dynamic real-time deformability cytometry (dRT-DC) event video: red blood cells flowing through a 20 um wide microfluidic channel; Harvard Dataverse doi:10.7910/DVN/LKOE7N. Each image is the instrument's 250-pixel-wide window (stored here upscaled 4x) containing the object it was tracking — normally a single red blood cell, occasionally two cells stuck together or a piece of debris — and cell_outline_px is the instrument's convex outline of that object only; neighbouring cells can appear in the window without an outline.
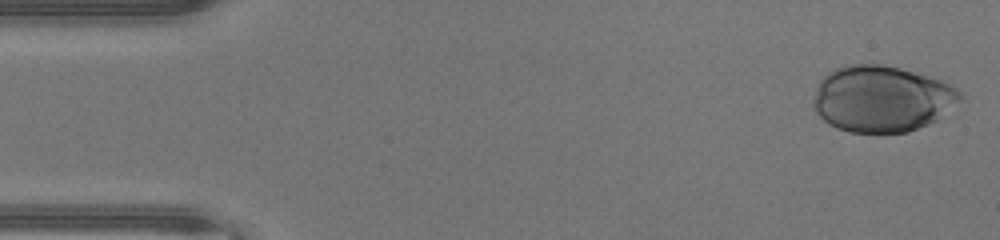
{"species": "human", "species_latin": "Homo sapiens", "temperature_condition": "warm", "stored_images_in_passage": 36, "camera_frame_rate_fps": 3000, "um_per_image_px": 0.085, "donor": {"sex": "male"}, "frame": {"image": 1, "passage_image": 1, "time_ms": 0.0, "image_size_px": [1000, 240], "cell_outline_px": [[964, 96], [960, 100], [936, 120], [908, 132], [848, 132], [836, 128], [828, 124], [816, 112], [812, 104], [812, 100], [820, 80], [828, 72], [836, 68], [848, 64], [880, 64], [900, 68], [940, 80], [956, 88]], "centroid_in_image_um": [74.91, 8.4], "position_along_channel_um": 10.1, "area_um2": 56.41}}
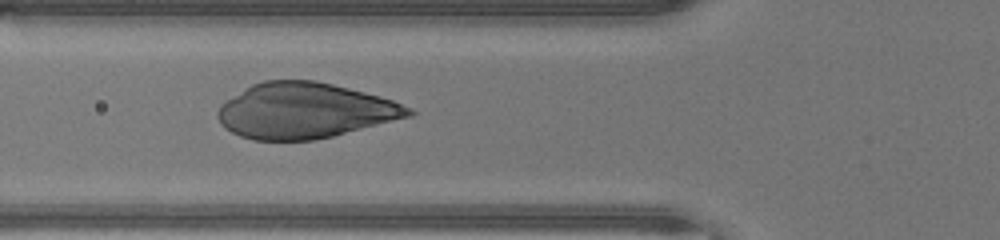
{"frame": {"image": 2, "passage_image": 16, "time_ms": 5.0, "image_size_px": [1000, 240], "cell_outline_px": [[416, 112], [412, 116], [332, 136], [312, 140], [252, 140], [240, 136], [224, 128], [220, 124], [216, 116], [216, 112], [220, 104], [244, 88], [252, 84], [264, 80], [316, 80], [380, 96], [392, 100], [412, 108]], "centroid_in_image_um": [25.87, 9.4], "position_along_channel_um": 99.9, "area_um2": 61.79}}
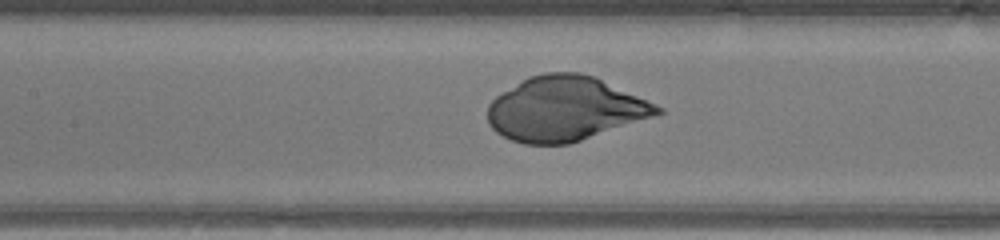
{"frame": {"image": 3, "passage_image": 20, "time_ms": 6.333, "image_size_px": [1000, 240], "cell_outline_px": [[664, 112], [568, 144], [524, 144], [512, 140], [496, 132], [488, 124], [488, 104], [496, 96], [528, 76], [544, 72], [576, 72], [592, 76], [656, 104], [664, 108]], "centroid_in_image_um": [47.96, 9.24], "position_along_channel_um": 159.4, "area_um2": 62.83}}